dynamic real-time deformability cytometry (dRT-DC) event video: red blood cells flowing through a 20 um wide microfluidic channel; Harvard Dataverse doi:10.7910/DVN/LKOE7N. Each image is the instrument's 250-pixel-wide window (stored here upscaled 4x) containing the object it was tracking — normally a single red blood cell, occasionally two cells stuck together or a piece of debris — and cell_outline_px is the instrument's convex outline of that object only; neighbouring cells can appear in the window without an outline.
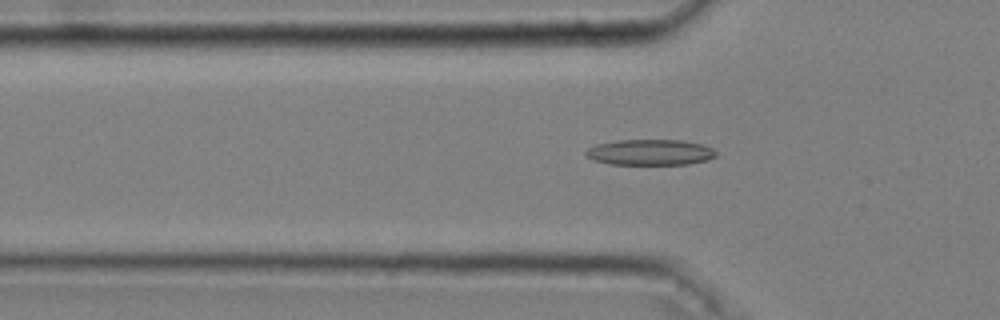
{"species": "common noctule bat (a hibernating species)", "species_latin": "Nyctalus noctula", "temperature_condition": "cold", "stored_images_in_passage": 34, "camera_frame_rate_fps": 3000, "um_per_image_px": 0.085, "animal": {"sex": "male", "body_mass_g": 20.4}, "frame": {"image": 1, "passage_image": 4, "time_ms": 1.0, "image_size_px": [1000, 320], "cell_outline_px": [[716, 156], [708, 160], [688, 164], [608, 164], [592, 160], [584, 152], [588, 148], [596, 144], [616, 140], [680, 140], [704, 144], [712, 148], [716, 152]], "centroid_in_image_um": [55.26, 12.94], "position_along_channel_um": 70.5, "area_um2": 19.65}}
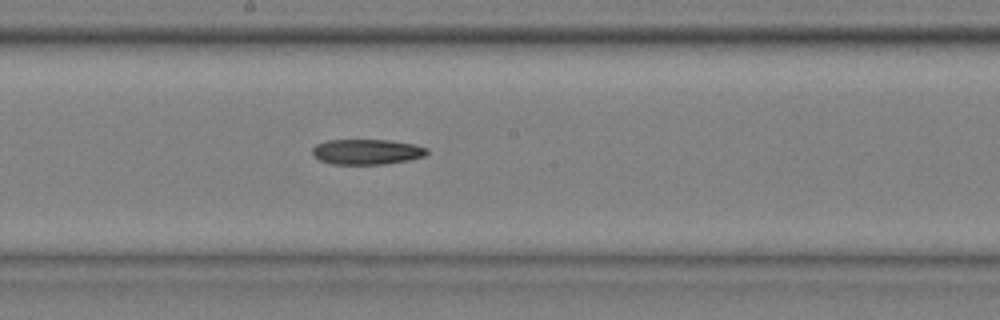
{"frame": {"image": 2, "passage_image": 16, "time_ms": 5.0, "image_size_px": [1000, 320], "cell_outline_px": [[428, 152], [424, 156], [408, 160], [384, 164], [332, 164], [320, 160], [312, 152], [312, 148], [316, 144], [328, 140], [392, 140], [412, 144], [428, 148]], "centroid_in_image_um": [31.18, 12.9], "position_along_channel_um": 217.0, "area_um2": 16.82}}
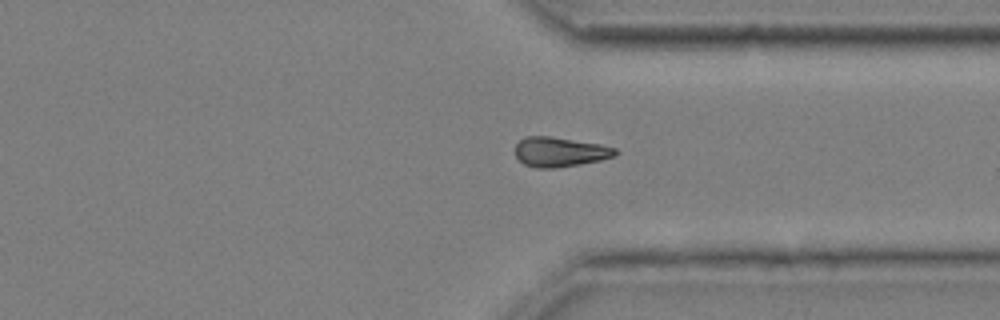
{"frame": {"image": 3, "passage_image": 28, "time_ms": 9.0, "image_size_px": [1000, 320], "cell_outline_px": [[620, 152], [616, 156], [600, 160], [580, 164], [556, 168], [536, 168], [524, 164], [516, 156], [516, 144], [524, 136], [552, 136], [600, 144], [616, 148]], "centroid_in_image_um": [47.61, 12.91], "position_along_channel_um": 363.8, "area_um2": 17.46}}